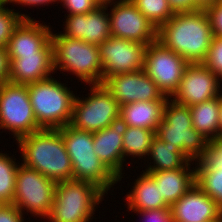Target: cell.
Here are the masks:
<instances>
[{
  "label": "cell",
  "instance_id": "obj_1",
  "mask_svg": "<svg viewBox=\"0 0 222 222\" xmlns=\"http://www.w3.org/2000/svg\"><path fill=\"white\" fill-rule=\"evenodd\" d=\"M212 39V28L204 10L174 13V16L157 30V41L188 63H202Z\"/></svg>",
  "mask_w": 222,
  "mask_h": 222
},
{
  "label": "cell",
  "instance_id": "obj_2",
  "mask_svg": "<svg viewBox=\"0 0 222 222\" xmlns=\"http://www.w3.org/2000/svg\"><path fill=\"white\" fill-rule=\"evenodd\" d=\"M23 165L58 183L73 179L72 162L59 129H41L17 140Z\"/></svg>",
  "mask_w": 222,
  "mask_h": 222
},
{
  "label": "cell",
  "instance_id": "obj_3",
  "mask_svg": "<svg viewBox=\"0 0 222 222\" xmlns=\"http://www.w3.org/2000/svg\"><path fill=\"white\" fill-rule=\"evenodd\" d=\"M59 131L71 158L73 179L90 182L108 194L119 181L94 152L93 133L70 125L59 128Z\"/></svg>",
  "mask_w": 222,
  "mask_h": 222
},
{
  "label": "cell",
  "instance_id": "obj_4",
  "mask_svg": "<svg viewBox=\"0 0 222 222\" xmlns=\"http://www.w3.org/2000/svg\"><path fill=\"white\" fill-rule=\"evenodd\" d=\"M54 70L71 72L79 80L92 85L102 84L103 70L98 45L80 39L51 34Z\"/></svg>",
  "mask_w": 222,
  "mask_h": 222
},
{
  "label": "cell",
  "instance_id": "obj_5",
  "mask_svg": "<svg viewBox=\"0 0 222 222\" xmlns=\"http://www.w3.org/2000/svg\"><path fill=\"white\" fill-rule=\"evenodd\" d=\"M30 103L41 129H59L70 124L75 94L63 83L48 77L27 84Z\"/></svg>",
  "mask_w": 222,
  "mask_h": 222
},
{
  "label": "cell",
  "instance_id": "obj_6",
  "mask_svg": "<svg viewBox=\"0 0 222 222\" xmlns=\"http://www.w3.org/2000/svg\"><path fill=\"white\" fill-rule=\"evenodd\" d=\"M105 193L96 185L71 179L56 183L48 222H91ZM92 217V218H91Z\"/></svg>",
  "mask_w": 222,
  "mask_h": 222
},
{
  "label": "cell",
  "instance_id": "obj_7",
  "mask_svg": "<svg viewBox=\"0 0 222 222\" xmlns=\"http://www.w3.org/2000/svg\"><path fill=\"white\" fill-rule=\"evenodd\" d=\"M156 135L170 146H176L190 161H197L209 142L193 127L189 106L171 98L165 103Z\"/></svg>",
  "mask_w": 222,
  "mask_h": 222
},
{
  "label": "cell",
  "instance_id": "obj_8",
  "mask_svg": "<svg viewBox=\"0 0 222 222\" xmlns=\"http://www.w3.org/2000/svg\"><path fill=\"white\" fill-rule=\"evenodd\" d=\"M18 164L13 205L22 214L26 210L36 218L45 219L50 214L54 202L56 182L35 169L22 163Z\"/></svg>",
  "mask_w": 222,
  "mask_h": 222
},
{
  "label": "cell",
  "instance_id": "obj_9",
  "mask_svg": "<svg viewBox=\"0 0 222 222\" xmlns=\"http://www.w3.org/2000/svg\"><path fill=\"white\" fill-rule=\"evenodd\" d=\"M88 97H75L70 126L74 129L98 132L119 116L120 106L103 84H92Z\"/></svg>",
  "mask_w": 222,
  "mask_h": 222
},
{
  "label": "cell",
  "instance_id": "obj_10",
  "mask_svg": "<svg viewBox=\"0 0 222 222\" xmlns=\"http://www.w3.org/2000/svg\"><path fill=\"white\" fill-rule=\"evenodd\" d=\"M11 131L15 140L41 130L30 103L27 85H0V129Z\"/></svg>",
  "mask_w": 222,
  "mask_h": 222
},
{
  "label": "cell",
  "instance_id": "obj_11",
  "mask_svg": "<svg viewBox=\"0 0 222 222\" xmlns=\"http://www.w3.org/2000/svg\"><path fill=\"white\" fill-rule=\"evenodd\" d=\"M188 64L183 57L156 40L147 46L143 70L165 97L172 98Z\"/></svg>",
  "mask_w": 222,
  "mask_h": 222
},
{
  "label": "cell",
  "instance_id": "obj_12",
  "mask_svg": "<svg viewBox=\"0 0 222 222\" xmlns=\"http://www.w3.org/2000/svg\"><path fill=\"white\" fill-rule=\"evenodd\" d=\"M106 5H113L108 13L111 36L147 45L157 40V29L130 0Z\"/></svg>",
  "mask_w": 222,
  "mask_h": 222
},
{
  "label": "cell",
  "instance_id": "obj_13",
  "mask_svg": "<svg viewBox=\"0 0 222 222\" xmlns=\"http://www.w3.org/2000/svg\"><path fill=\"white\" fill-rule=\"evenodd\" d=\"M147 44L111 36L99 45L103 79L143 69Z\"/></svg>",
  "mask_w": 222,
  "mask_h": 222
},
{
  "label": "cell",
  "instance_id": "obj_14",
  "mask_svg": "<svg viewBox=\"0 0 222 222\" xmlns=\"http://www.w3.org/2000/svg\"><path fill=\"white\" fill-rule=\"evenodd\" d=\"M102 84L119 106L138 101H167L168 99L143 69L103 79Z\"/></svg>",
  "mask_w": 222,
  "mask_h": 222
},
{
  "label": "cell",
  "instance_id": "obj_15",
  "mask_svg": "<svg viewBox=\"0 0 222 222\" xmlns=\"http://www.w3.org/2000/svg\"><path fill=\"white\" fill-rule=\"evenodd\" d=\"M220 81L203 63H189L172 98L189 107L200 104L222 95Z\"/></svg>",
  "mask_w": 222,
  "mask_h": 222
},
{
  "label": "cell",
  "instance_id": "obj_16",
  "mask_svg": "<svg viewBox=\"0 0 222 222\" xmlns=\"http://www.w3.org/2000/svg\"><path fill=\"white\" fill-rule=\"evenodd\" d=\"M34 18H23L15 27L6 47L9 56L53 54L52 29Z\"/></svg>",
  "mask_w": 222,
  "mask_h": 222
},
{
  "label": "cell",
  "instance_id": "obj_17",
  "mask_svg": "<svg viewBox=\"0 0 222 222\" xmlns=\"http://www.w3.org/2000/svg\"><path fill=\"white\" fill-rule=\"evenodd\" d=\"M128 127L119 115L108 127L93 133L94 152L118 181L123 177V134Z\"/></svg>",
  "mask_w": 222,
  "mask_h": 222
},
{
  "label": "cell",
  "instance_id": "obj_18",
  "mask_svg": "<svg viewBox=\"0 0 222 222\" xmlns=\"http://www.w3.org/2000/svg\"><path fill=\"white\" fill-rule=\"evenodd\" d=\"M170 208L174 222H222V209L196 184Z\"/></svg>",
  "mask_w": 222,
  "mask_h": 222
},
{
  "label": "cell",
  "instance_id": "obj_19",
  "mask_svg": "<svg viewBox=\"0 0 222 222\" xmlns=\"http://www.w3.org/2000/svg\"><path fill=\"white\" fill-rule=\"evenodd\" d=\"M107 8L108 5H100L87 14L66 16L62 34L94 45H101L111 37Z\"/></svg>",
  "mask_w": 222,
  "mask_h": 222
},
{
  "label": "cell",
  "instance_id": "obj_20",
  "mask_svg": "<svg viewBox=\"0 0 222 222\" xmlns=\"http://www.w3.org/2000/svg\"><path fill=\"white\" fill-rule=\"evenodd\" d=\"M9 82L16 84H30L51 77L55 73L53 54H29L23 56H9Z\"/></svg>",
  "mask_w": 222,
  "mask_h": 222
},
{
  "label": "cell",
  "instance_id": "obj_21",
  "mask_svg": "<svg viewBox=\"0 0 222 222\" xmlns=\"http://www.w3.org/2000/svg\"><path fill=\"white\" fill-rule=\"evenodd\" d=\"M189 161L183 168L163 171H144L159 185L161 198L171 207L181 196L195 184V167L190 169Z\"/></svg>",
  "mask_w": 222,
  "mask_h": 222
},
{
  "label": "cell",
  "instance_id": "obj_22",
  "mask_svg": "<svg viewBox=\"0 0 222 222\" xmlns=\"http://www.w3.org/2000/svg\"><path fill=\"white\" fill-rule=\"evenodd\" d=\"M167 101H138L120 106L119 115L131 127L157 131Z\"/></svg>",
  "mask_w": 222,
  "mask_h": 222
},
{
  "label": "cell",
  "instance_id": "obj_23",
  "mask_svg": "<svg viewBox=\"0 0 222 222\" xmlns=\"http://www.w3.org/2000/svg\"><path fill=\"white\" fill-rule=\"evenodd\" d=\"M125 199L130 211L169 208L160 196L159 185L144 170Z\"/></svg>",
  "mask_w": 222,
  "mask_h": 222
},
{
  "label": "cell",
  "instance_id": "obj_24",
  "mask_svg": "<svg viewBox=\"0 0 222 222\" xmlns=\"http://www.w3.org/2000/svg\"><path fill=\"white\" fill-rule=\"evenodd\" d=\"M221 96L190 106L193 127L209 141L220 137Z\"/></svg>",
  "mask_w": 222,
  "mask_h": 222
},
{
  "label": "cell",
  "instance_id": "obj_25",
  "mask_svg": "<svg viewBox=\"0 0 222 222\" xmlns=\"http://www.w3.org/2000/svg\"><path fill=\"white\" fill-rule=\"evenodd\" d=\"M150 155V157H149ZM147 156L153 165H148L145 171H163L183 168L190 160L176 147L170 146L156 134L152 140Z\"/></svg>",
  "mask_w": 222,
  "mask_h": 222
},
{
  "label": "cell",
  "instance_id": "obj_26",
  "mask_svg": "<svg viewBox=\"0 0 222 222\" xmlns=\"http://www.w3.org/2000/svg\"><path fill=\"white\" fill-rule=\"evenodd\" d=\"M156 132L145 128L131 127L123 134V156L146 157ZM127 156V157H126Z\"/></svg>",
  "mask_w": 222,
  "mask_h": 222
},
{
  "label": "cell",
  "instance_id": "obj_27",
  "mask_svg": "<svg viewBox=\"0 0 222 222\" xmlns=\"http://www.w3.org/2000/svg\"><path fill=\"white\" fill-rule=\"evenodd\" d=\"M6 153L0 152V204H13L18 164Z\"/></svg>",
  "mask_w": 222,
  "mask_h": 222
},
{
  "label": "cell",
  "instance_id": "obj_28",
  "mask_svg": "<svg viewBox=\"0 0 222 222\" xmlns=\"http://www.w3.org/2000/svg\"><path fill=\"white\" fill-rule=\"evenodd\" d=\"M130 2L157 30L174 16L168 0H130Z\"/></svg>",
  "mask_w": 222,
  "mask_h": 222
},
{
  "label": "cell",
  "instance_id": "obj_29",
  "mask_svg": "<svg viewBox=\"0 0 222 222\" xmlns=\"http://www.w3.org/2000/svg\"><path fill=\"white\" fill-rule=\"evenodd\" d=\"M195 184L222 209V169H195Z\"/></svg>",
  "mask_w": 222,
  "mask_h": 222
},
{
  "label": "cell",
  "instance_id": "obj_30",
  "mask_svg": "<svg viewBox=\"0 0 222 222\" xmlns=\"http://www.w3.org/2000/svg\"><path fill=\"white\" fill-rule=\"evenodd\" d=\"M3 0H0V47L6 48L8 41L12 37L15 27L23 18H31L26 14L14 12V9H8ZM5 6V7H4Z\"/></svg>",
  "mask_w": 222,
  "mask_h": 222
},
{
  "label": "cell",
  "instance_id": "obj_31",
  "mask_svg": "<svg viewBox=\"0 0 222 222\" xmlns=\"http://www.w3.org/2000/svg\"><path fill=\"white\" fill-rule=\"evenodd\" d=\"M197 162V163H196ZM195 162V169H222V137L207 143L203 155Z\"/></svg>",
  "mask_w": 222,
  "mask_h": 222
},
{
  "label": "cell",
  "instance_id": "obj_32",
  "mask_svg": "<svg viewBox=\"0 0 222 222\" xmlns=\"http://www.w3.org/2000/svg\"><path fill=\"white\" fill-rule=\"evenodd\" d=\"M222 82V38L213 36L205 60L202 62Z\"/></svg>",
  "mask_w": 222,
  "mask_h": 222
},
{
  "label": "cell",
  "instance_id": "obj_33",
  "mask_svg": "<svg viewBox=\"0 0 222 222\" xmlns=\"http://www.w3.org/2000/svg\"><path fill=\"white\" fill-rule=\"evenodd\" d=\"M59 2L68 10L67 15L87 14L100 6L97 0H59Z\"/></svg>",
  "mask_w": 222,
  "mask_h": 222
},
{
  "label": "cell",
  "instance_id": "obj_34",
  "mask_svg": "<svg viewBox=\"0 0 222 222\" xmlns=\"http://www.w3.org/2000/svg\"><path fill=\"white\" fill-rule=\"evenodd\" d=\"M204 11L208 15L213 36L222 38V0L215 2Z\"/></svg>",
  "mask_w": 222,
  "mask_h": 222
},
{
  "label": "cell",
  "instance_id": "obj_35",
  "mask_svg": "<svg viewBox=\"0 0 222 222\" xmlns=\"http://www.w3.org/2000/svg\"><path fill=\"white\" fill-rule=\"evenodd\" d=\"M139 213L145 219L143 222H174L171 208L132 211Z\"/></svg>",
  "mask_w": 222,
  "mask_h": 222
},
{
  "label": "cell",
  "instance_id": "obj_36",
  "mask_svg": "<svg viewBox=\"0 0 222 222\" xmlns=\"http://www.w3.org/2000/svg\"><path fill=\"white\" fill-rule=\"evenodd\" d=\"M23 216L13 204H0V222H24Z\"/></svg>",
  "mask_w": 222,
  "mask_h": 222
},
{
  "label": "cell",
  "instance_id": "obj_37",
  "mask_svg": "<svg viewBox=\"0 0 222 222\" xmlns=\"http://www.w3.org/2000/svg\"><path fill=\"white\" fill-rule=\"evenodd\" d=\"M10 60L7 49L0 47V85L9 82Z\"/></svg>",
  "mask_w": 222,
  "mask_h": 222
},
{
  "label": "cell",
  "instance_id": "obj_38",
  "mask_svg": "<svg viewBox=\"0 0 222 222\" xmlns=\"http://www.w3.org/2000/svg\"><path fill=\"white\" fill-rule=\"evenodd\" d=\"M168 3L174 13L193 12V11L199 10L194 5V0H168Z\"/></svg>",
  "mask_w": 222,
  "mask_h": 222
},
{
  "label": "cell",
  "instance_id": "obj_39",
  "mask_svg": "<svg viewBox=\"0 0 222 222\" xmlns=\"http://www.w3.org/2000/svg\"><path fill=\"white\" fill-rule=\"evenodd\" d=\"M4 3L7 5L8 3H16V4H20V5H24L27 7L28 6H33V7H36V6H40L43 4L44 5H47L48 3H53V2H58L59 0H3Z\"/></svg>",
  "mask_w": 222,
  "mask_h": 222
},
{
  "label": "cell",
  "instance_id": "obj_40",
  "mask_svg": "<svg viewBox=\"0 0 222 222\" xmlns=\"http://www.w3.org/2000/svg\"><path fill=\"white\" fill-rule=\"evenodd\" d=\"M217 1H220V0H194V5L199 10H205L207 7H210Z\"/></svg>",
  "mask_w": 222,
  "mask_h": 222
},
{
  "label": "cell",
  "instance_id": "obj_41",
  "mask_svg": "<svg viewBox=\"0 0 222 222\" xmlns=\"http://www.w3.org/2000/svg\"><path fill=\"white\" fill-rule=\"evenodd\" d=\"M219 126H220V137H222V95H221V106L219 113Z\"/></svg>",
  "mask_w": 222,
  "mask_h": 222
},
{
  "label": "cell",
  "instance_id": "obj_42",
  "mask_svg": "<svg viewBox=\"0 0 222 222\" xmlns=\"http://www.w3.org/2000/svg\"><path fill=\"white\" fill-rule=\"evenodd\" d=\"M97 1L100 3V5H106L114 2L115 0H97Z\"/></svg>",
  "mask_w": 222,
  "mask_h": 222
}]
</instances>
